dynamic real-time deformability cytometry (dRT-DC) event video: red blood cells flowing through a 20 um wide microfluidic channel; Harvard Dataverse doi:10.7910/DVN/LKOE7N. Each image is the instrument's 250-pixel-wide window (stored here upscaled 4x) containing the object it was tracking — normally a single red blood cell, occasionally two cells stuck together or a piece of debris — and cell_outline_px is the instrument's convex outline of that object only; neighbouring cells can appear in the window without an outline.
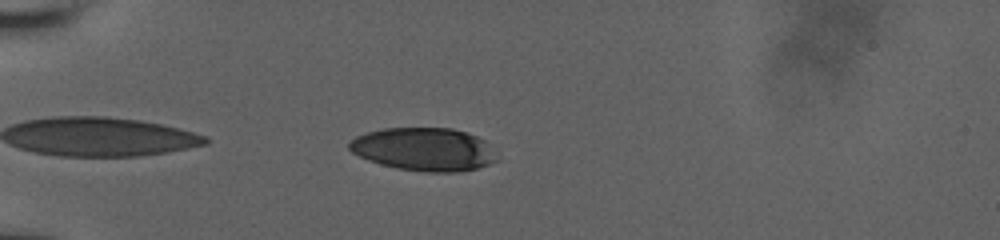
{"species": "human", "species_latin": "Homo sapiens", "temperature_condition": "room temperature", "stored_images_in_passage": 34, "camera_frame_rate_fps": 3000, "um_per_image_px": 0.085, "donor": {"sex": "male"}, "frame": {"image": 1, "passage_image": 2, "time_ms": 0.667, "image_size_px": [1000, 240], "cell_outline_px": [[500, 160], [476, 168], [460, 172], [424, 172], [396, 168], [380, 164], [368, 160], [352, 152], [348, 148], [348, 144], [356, 136], [368, 132], [384, 128], [452, 128], [468, 132], [484, 140]], "centroid_in_image_um": [36.04, 12.69], "position_along_channel_um": 49.0, "area_um2": 37.11}}
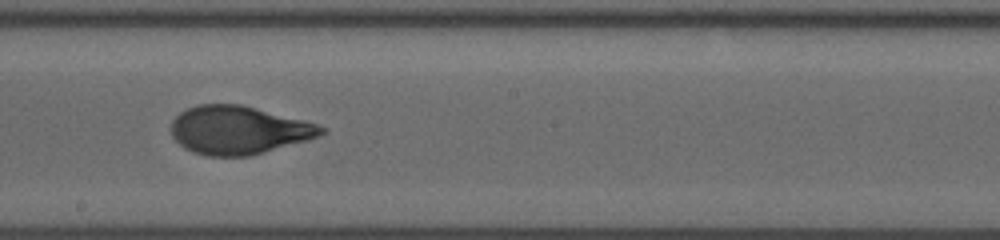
{"frame": {"image": 2, "passage_image": 17, "time_ms": 6.0, "image_size_px": [1000, 240], "cell_outline_px": [[328, 128], [324, 132], [308, 140], [264, 152], [248, 156], [208, 156], [192, 152], [184, 148], [172, 136], [172, 120], [180, 112], [196, 104], [240, 104], [304, 120]], "centroid_in_image_um": [20.26, 11.06], "position_along_channel_um": 227.9, "area_um2": 42.02}}
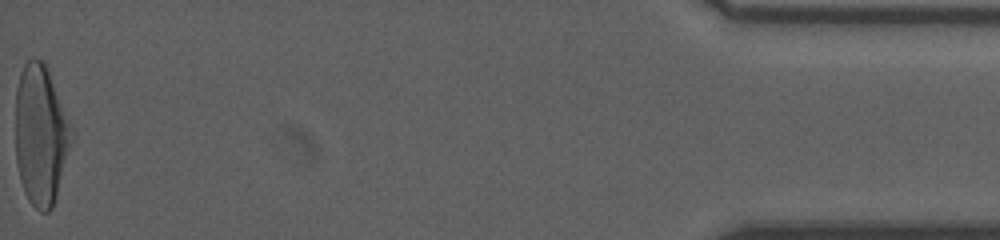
{"frame": {"image": 3, "passage_image": 34, "time_ms": 13.333, "image_size_px": [1000, 240], "cell_outline_px": [[76, 136], [52, 208], [48, 212], [40, 212], [28, 200], [24, 192], [20, 180], [16, 164], [16, 92], [20, 72], [24, 64], [32, 56], [44, 60]], "centroid_in_image_um": [3.49, 11.47], "position_along_channel_um": 431.7, "area_um2": 46.53}}